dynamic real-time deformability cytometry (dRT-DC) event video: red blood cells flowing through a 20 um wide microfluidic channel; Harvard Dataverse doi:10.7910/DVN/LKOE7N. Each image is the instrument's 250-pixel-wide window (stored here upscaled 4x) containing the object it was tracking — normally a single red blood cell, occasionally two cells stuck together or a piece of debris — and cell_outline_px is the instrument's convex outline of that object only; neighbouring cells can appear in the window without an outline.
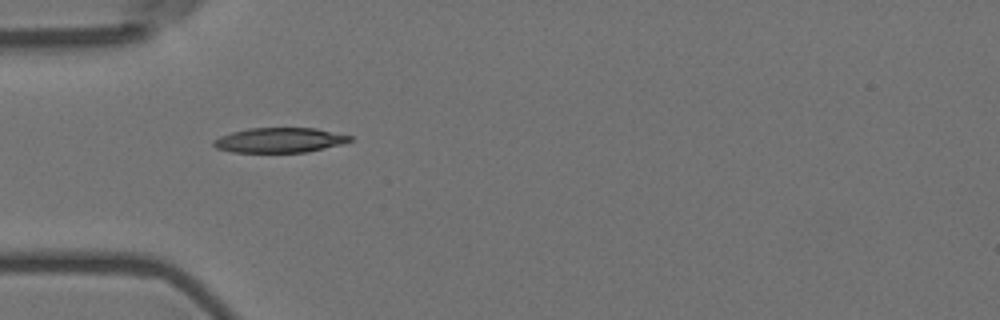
{"species": "Egyptian fruit bat (a non-hibernating species)", "species_latin": "Rousettus aegyptiacus", "temperature_condition": "room temperature", "stored_images_in_passage": 16, "camera_frame_rate_fps": 3000, "um_per_image_px": 0.085, "animal": {"sex": "female"}, "frame": {"image": 1, "passage_image": 1, "time_ms": 0.0, "image_size_px": [1000, 320], "cell_outline_px": [[352, 140], [340, 144], [308, 152], [232, 152], [216, 148], [212, 144], [212, 140], [220, 136], [232, 132], [248, 128], [316, 128], [352, 136]], "centroid_in_image_um": [23.73, 11.91], "position_along_channel_um": 61.3, "area_um2": 19.71}}
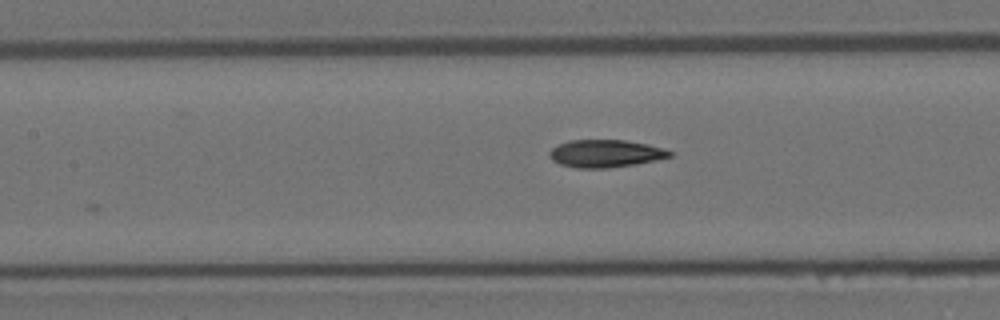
{"frame": {"image": 2, "passage_image": 9, "time_ms": 2.667, "image_size_px": [1000, 320], "cell_outline_px": [[672, 156], [636, 164], [608, 168], [576, 168], [560, 164], [552, 160], [548, 156], [548, 152], [552, 148], [568, 140], [624, 140], [648, 144], [664, 148], [672, 152]], "centroid_in_image_um": [51.44, 13.05], "position_along_channel_um": 156.0, "area_um2": 19.36}}
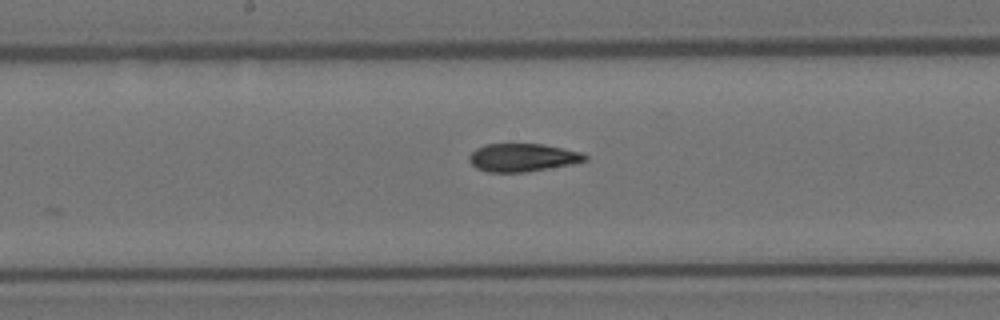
{"frame": {"image": 3, "passage_image": 13, "time_ms": 4.0, "image_size_px": [1000, 320], "cell_outline_px": [[588, 160], [572, 164], [524, 172], [488, 172], [476, 168], [468, 160], [468, 156], [476, 148], [484, 144], [544, 144], [584, 152], [588, 156]], "centroid_in_image_um": [44.44, 13.38], "position_along_channel_um": 203.8, "area_um2": 19.07}}